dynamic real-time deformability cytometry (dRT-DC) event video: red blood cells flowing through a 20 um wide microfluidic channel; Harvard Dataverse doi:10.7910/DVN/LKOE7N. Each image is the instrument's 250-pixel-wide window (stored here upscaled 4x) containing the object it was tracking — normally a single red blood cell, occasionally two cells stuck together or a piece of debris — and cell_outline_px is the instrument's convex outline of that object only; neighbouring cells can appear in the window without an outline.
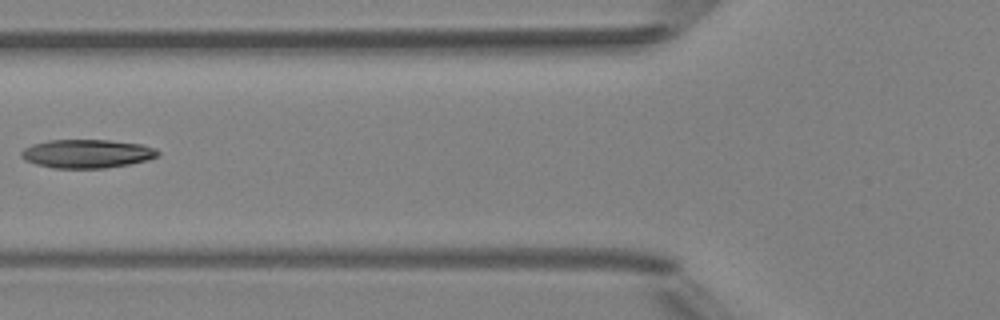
{"species": "Egyptian fruit bat (a non-hibernating species)", "species_latin": "Rousettus aegyptiacus", "temperature_condition": "room temperature", "stored_images_in_passage": 7, "camera_frame_rate_fps": 3000, "um_per_image_px": 0.085, "animal": {"sex": "female"}, "frame": {"image": 1, "passage_image": 5, "time_ms": 4.667, "image_size_px": [1000, 320], "cell_outline_px": [[160, 156], [148, 160], [128, 164], [104, 168], [52, 168], [36, 164], [24, 160], [20, 156], [20, 152], [24, 148], [32, 144], [48, 140], [108, 140], [140, 144], [156, 148], [160, 152]], "centroid_in_image_um": [7.38, 13.06], "position_along_channel_um": 118.4, "area_um2": 22.89}}
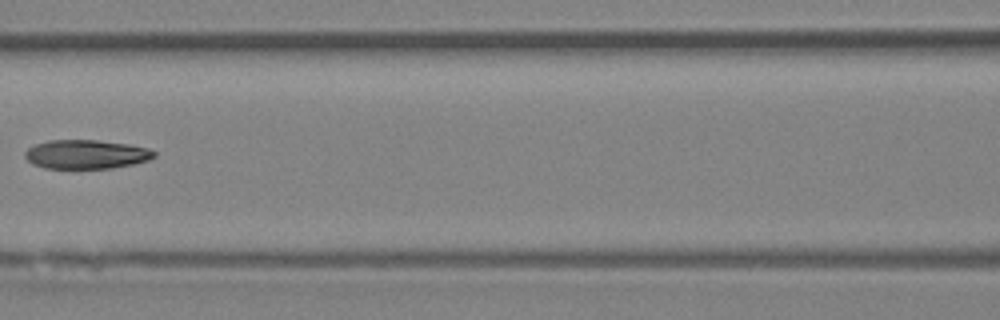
{"frame": {"image": 2, "passage_image": 6, "time_ms": 5.667, "image_size_px": [1000, 320], "cell_outline_px": [[156, 156], [148, 160], [132, 164], [112, 168], [44, 168], [32, 164], [24, 156], [24, 152], [28, 148], [36, 144], [48, 140], [96, 140], [128, 144], [148, 148], [156, 152]], "centroid_in_image_um": [7.31, 13.11], "position_along_channel_um": 159.3, "area_um2": 21.79}}
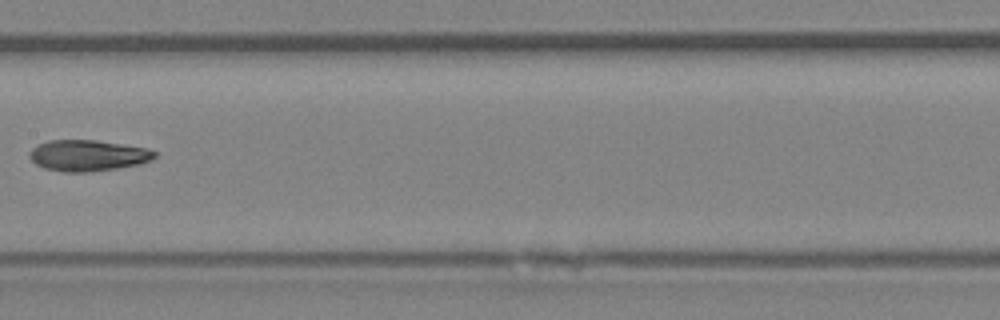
{"frame": {"image": 3, "passage_image": 7, "time_ms": 6.667, "image_size_px": [1000, 320], "cell_outline_px": [[156, 156], [152, 160], [140, 164], [116, 168], [84, 172], [64, 172], [44, 168], [36, 164], [28, 156], [28, 152], [32, 148], [48, 140], [96, 140], [148, 148], [156, 152]], "centroid_in_image_um": [7.46, 13.21], "position_along_channel_um": 199.9, "area_um2": 22.66}}